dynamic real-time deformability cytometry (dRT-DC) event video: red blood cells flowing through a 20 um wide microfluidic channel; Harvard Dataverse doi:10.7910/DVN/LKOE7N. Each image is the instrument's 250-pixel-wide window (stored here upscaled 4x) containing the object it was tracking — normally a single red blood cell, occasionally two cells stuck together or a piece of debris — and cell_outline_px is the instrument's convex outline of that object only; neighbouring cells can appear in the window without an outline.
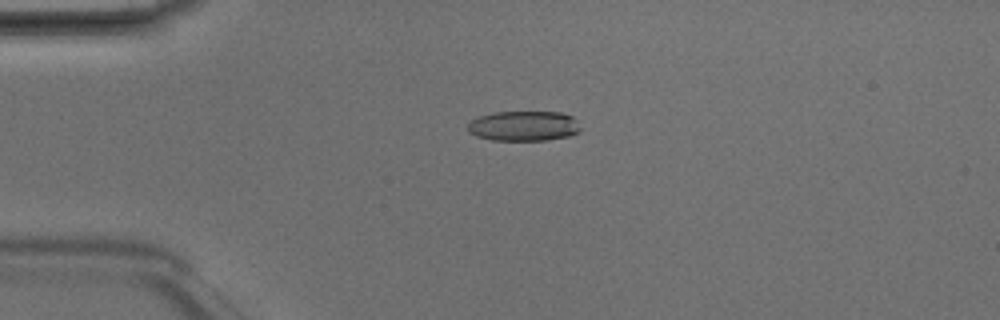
{"species": "Egyptian fruit bat (a non-hibernating species)", "species_latin": "Rousettus aegyptiacus", "temperature_condition": "room temperature", "stored_images_in_passage": 4, "camera_frame_rate_fps": 3000, "um_per_image_px": 0.085, "animal": {"sex": "male"}, "frame": {"image": 1, "passage_image": 3, "time_ms": 0.667, "image_size_px": [1000, 320], "cell_outline_px": [[580, 132], [568, 136], [544, 140], [492, 140], [476, 136], [468, 132], [468, 124], [476, 116], [496, 112], [560, 112], [572, 116], [576, 120], [580, 128]], "centroid_in_image_um": [44.5, 10.7], "position_along_channel_um": 40.5, "area_um2": 19.77}}